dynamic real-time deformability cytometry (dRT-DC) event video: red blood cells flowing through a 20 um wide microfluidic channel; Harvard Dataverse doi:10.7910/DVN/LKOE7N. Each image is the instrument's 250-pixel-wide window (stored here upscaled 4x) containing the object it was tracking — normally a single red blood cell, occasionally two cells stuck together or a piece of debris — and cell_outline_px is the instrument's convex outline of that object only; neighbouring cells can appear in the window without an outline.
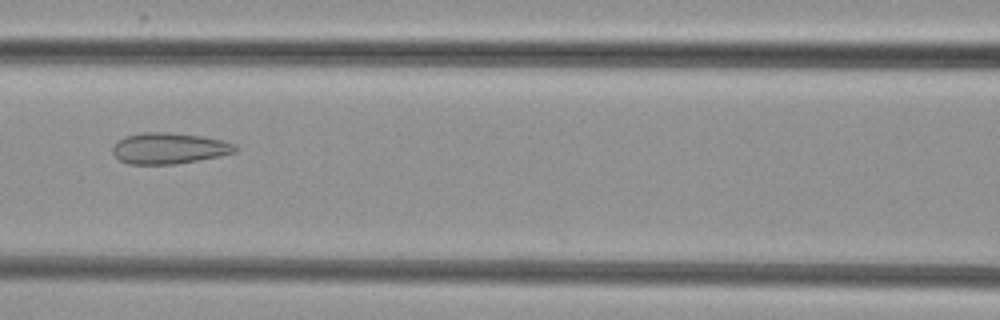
{"species": "common noctule bat (a hibernating species)", "species_latin": "Nyctalus noctula", "temperature_condition": "cold", "stored_images_in_passage": 7, "camera_frame_rate_fps": 3000, "um_per_image_px": 0.085, "animal": {"sex": "female", "body_mass_g": 29.2, "forearm_length_mm": 56.3}, "frame": {"image": 1, "passage_image": 7, "time_ms": 7.333, "image_size_px": [1000, 320], "cell_outline_px": [[236, 152], [220, 156], [176, 164], [128, 164], [120, 160], [112, 152], [112, 148], [116, 140], [124, 136], [144, 132], [168, 132], [204, 136], [224, 140], [236, 144]], "centroid_in_image_um": [14.37, 12.59], "position_along_channel_um": 152.2, "area_um2": 22.43}}